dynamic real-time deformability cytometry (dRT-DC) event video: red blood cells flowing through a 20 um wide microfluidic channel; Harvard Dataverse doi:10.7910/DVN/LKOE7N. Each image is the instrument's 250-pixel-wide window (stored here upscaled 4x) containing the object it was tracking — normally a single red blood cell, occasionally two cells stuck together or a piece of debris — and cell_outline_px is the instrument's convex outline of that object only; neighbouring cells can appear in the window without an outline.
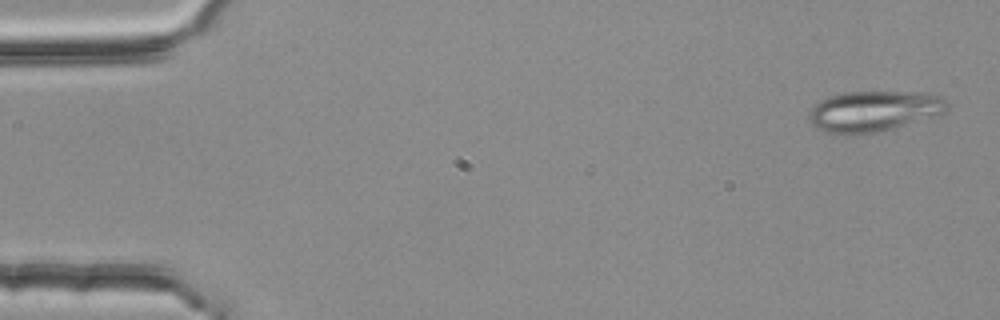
{"species": "common noctule bat (a hibernating species)", "species_latin": "Nyctalus noctula", "temperature_condition": "room temperature", "stored_images_in_passage": 4, "camera_frame_rate_fps": 3000, "um_per_image_px": 0.085, "animal": {"sex": "female", "body_mass_g": 25.1}, "frame": {"image": 1, "passage_image": 1, "time_ms": 0.0, "image_size_px": [1000, 320], "cell_outline_px": [[948, 108], [944, 112], [892, 128], [876, 132], [824, 132], [816, 128], [808, 120], [808, 112], [820, 100], [828, 96], [844, 92], [920, 92], [940, 96], [948, 100]], "centroid_in_image_um": [74.25, 9.41], "position_along_channel_um": 10.8, "area_um2": 32.08}}